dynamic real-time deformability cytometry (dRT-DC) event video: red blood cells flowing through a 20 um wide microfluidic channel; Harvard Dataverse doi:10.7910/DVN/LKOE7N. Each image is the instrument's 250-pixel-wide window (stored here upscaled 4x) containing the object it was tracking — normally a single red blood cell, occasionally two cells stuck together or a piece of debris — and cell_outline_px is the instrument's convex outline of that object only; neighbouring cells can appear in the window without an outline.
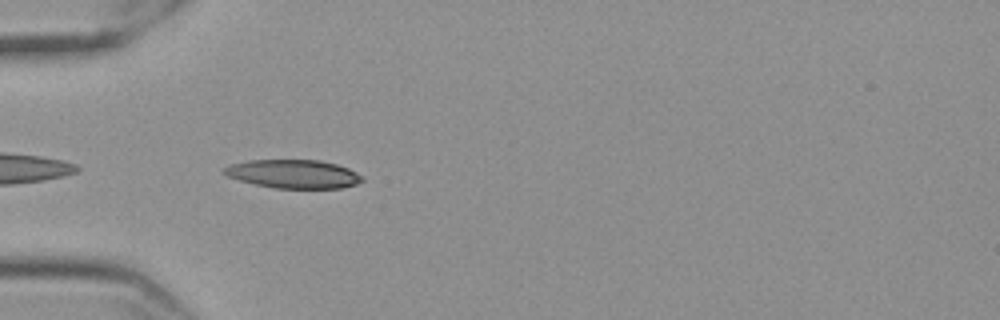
{"species": "Egyptian fruit bat (a non-hibernating species)", "species_latin": "Rousettus aegyptiacus", "temperature_condition": "cold", "stored_images_in_passage": 43, "camera_frame_rate_fps": 3000, "um_per_image_px": 0.085, "frame": {"image": 1, "passage_image": 2, "time_ms": 0.333, "image_size_px": [1000, 320], "cell_outline_px": [[364, 180], [356, 184], [340, 188], [276, 188], [256, 184], [240, 180], [228, 176], [224, 172], [224, 168], [232, 164], [248, 160], [320, 160], [336, 164], [348, 168], [364, 176]], "centroid_in_image_um": [24.99, 14.78], "position_along_channel_um": 60.0, "area_um2": 22.77}}
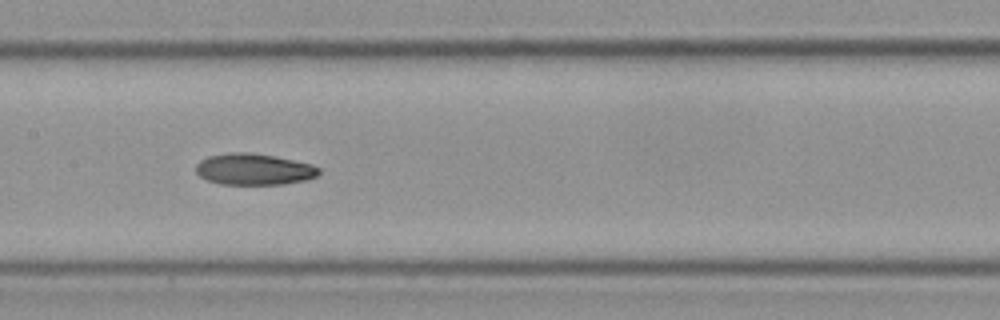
{"frame": {"image": 2, "passage_image": 13, "time_ms": 4.0, "image_size_px": [1000, 320], "cell_outline_px": [[320, 172], [316, 176], [304, 180], [284, 184], [220, 184], [208, 180], [200, 176], [196, 172], [196, 164], [200, 160], [208, 156], [228, 152], [252, 152], [276, 156], [312, 164], [320, 168]], "centroid_in_image_um": [21.57, 14.37], "position_along_channel_um": 185.8, "area_um2": 22.6}}
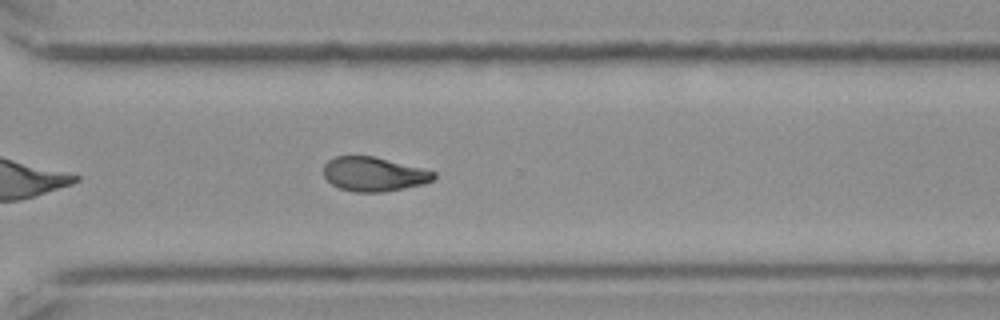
{"frame": {"image": 3, "passage_image": 26, "time_ms": 8.333, "image_size_px": [1000, 320], "cell_outline_px": [[436, 176], [432, 180], [424, 184], [384, 192], [352, 192], [340, 188], [332, 184], [324, 176], [324, 164], [328, 160], [336, 156], [372, 156], [436, 172]], "centroid_in_image_um": [31.75, 14.81], "position_along_channel_um": 338.8, "area_um2": 21.79}, "authors_computed_cell_mechanics": {"area_um2": 22.3686, "velocity_mm_per_s": 3.541, "shape_relaxation_time_tau1_ms": 7.6284, "shape_relaxation_time_tau2_ms": 5.8642, "deformation_change_tau1": 0.164, "deformation_change_tau2": 0.1205}}